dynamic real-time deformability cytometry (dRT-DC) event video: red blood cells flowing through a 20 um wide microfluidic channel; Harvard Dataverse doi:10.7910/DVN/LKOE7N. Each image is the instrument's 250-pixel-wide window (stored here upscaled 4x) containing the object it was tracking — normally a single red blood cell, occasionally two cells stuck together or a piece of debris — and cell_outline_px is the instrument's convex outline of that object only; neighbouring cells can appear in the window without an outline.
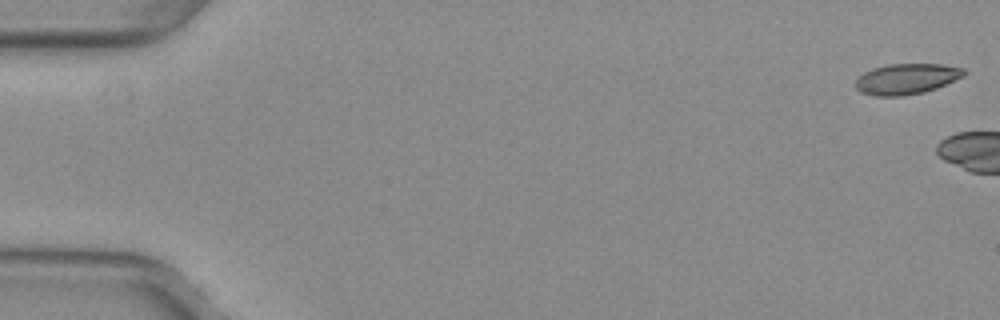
{"species": "common noctule bat (a hibernating species)", "species_latin": "Nyctalus noctula", "temperature_condition": "warm", "stored_images_in_passage": 6, "camera_frame_rate_fps": 3000, "um_per_image_px": 0.085, "animal": {"sex": "female", "body_mass_g": 29.2, "forearm_length_mm": 56.3}, "frame": {"image": 1, "passage_image": 1, "time_ms": 0.0, "image_size_px": [1000, 320], "cell_outline_px": [[968, 72], [964, 76], [936, 88], [924, 92], [904, 96], [876, 96], [860, 92], [856, 88], [856, 80], [864, 72], [872, 68], [888, 64], [944, 64], [964, 68]], "centroid_in_image_um": [77.08, 6.7], "position_along_channel_um": 7.9, "area_um2": 19.48}}